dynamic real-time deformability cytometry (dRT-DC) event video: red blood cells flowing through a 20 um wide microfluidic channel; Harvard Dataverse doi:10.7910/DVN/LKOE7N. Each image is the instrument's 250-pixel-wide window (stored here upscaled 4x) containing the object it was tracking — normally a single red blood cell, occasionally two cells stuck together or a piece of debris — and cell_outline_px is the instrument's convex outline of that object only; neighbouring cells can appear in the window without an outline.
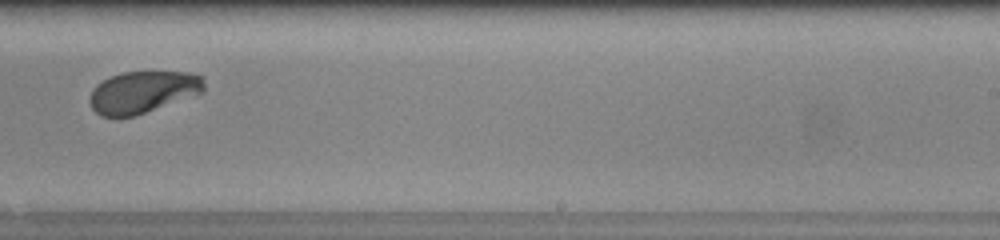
{"species": "human", "species_latin": "Homo sapiens", "temperature_condition": "warm", "stored_images_in_passage": 35, "camera_frame_rate_fps": 3000, "um_per_image_px": 0.085, "donor": {"sex": "female"}, "frame": {"image": 1, "passage_image": 25, "time_ms": 8.0, "image_size_px": [1000, 240], "cell_outline_px": [[204, 92], [132, 116], [100, 116], [92, 108], [88, 100], [92, 88], [96, 84], [112, 76], [124, 72], [188, 72], [204, 76]], "centroid_in_image_um": [12.13, 7.81], "position_along_channel_um": 276.9, "area_um2": 27.69}, "authors_computed_cell_mechanics": {"area_um2": 29.478, "velocity_mm_per_s": 4.1125, "shape_relaxation_time_tau1_ms": 1.8233, "shape_relaxation_time_tau2_ms": null, "deformation_change_tau1": 0.1467, "deformation_change_tau2": null}}